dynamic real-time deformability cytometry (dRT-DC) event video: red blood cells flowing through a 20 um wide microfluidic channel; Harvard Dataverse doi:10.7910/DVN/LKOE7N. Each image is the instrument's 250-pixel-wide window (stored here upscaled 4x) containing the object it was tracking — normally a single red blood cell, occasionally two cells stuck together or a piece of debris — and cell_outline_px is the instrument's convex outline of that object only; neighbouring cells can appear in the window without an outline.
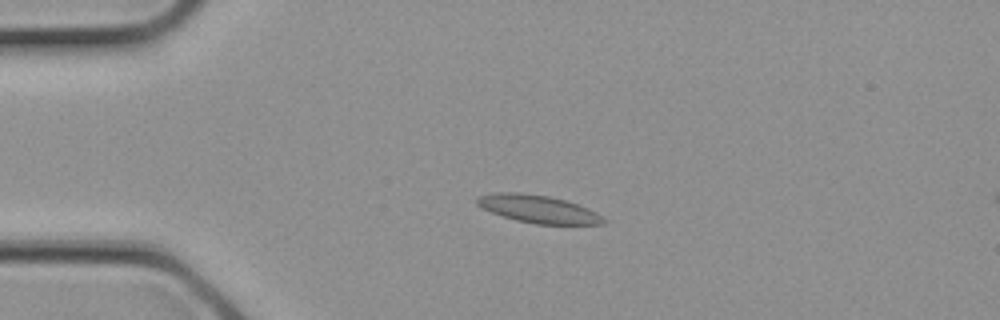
{"species": "common noctule bat (a hibernating species)", "species_latin": "Nyctalus noctula", "temperature_condition": "cold", "stored_images_in_passage": 20, "camera_frame_rate_fps": 3000, "um_per_image_px": 0.085, "animal": {"sex": "female", "body_mass_g": 21.9}, "frame": {"image": 1, "passage_image": 6, "time_ms": 1.667, "image_size_px": [1000, 320], "cell_outline_px": [[608, 220], [604, 224], [536, 224], [516, 220], [492, 212], [476, 204], [476, 196], [496, 192], [520, 192], [548, 196], [564, 200], [588, 208], [596, 212]], "centroid_in_image_um": [45.75, 17.76], "position_along_channel_um": 39.3, "area_um2": 20.35}}
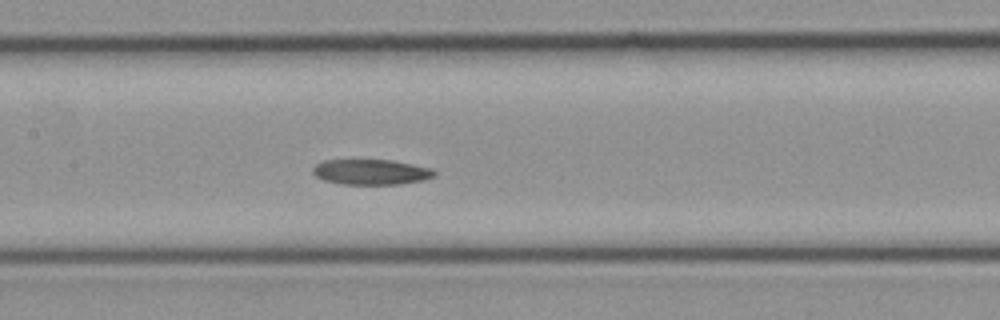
{"frame": {"image": 2, "passage_image": 13, "time_ms": 4.0, "image_size_px": [1000, 320], "cell_outline_px": [[436, 176], [424, 180], [400, 184], [344, 184], [324, 180], [316, 176], [312, 172], [312, 168], [316, 164], [324, 160], [352, 156], [392, 160], [432, 168], [436, 172]], "centroid_in_image_um": [31.5, 14.56], "position_along_channel_um": 175.9, "area_um2": 18.96}}
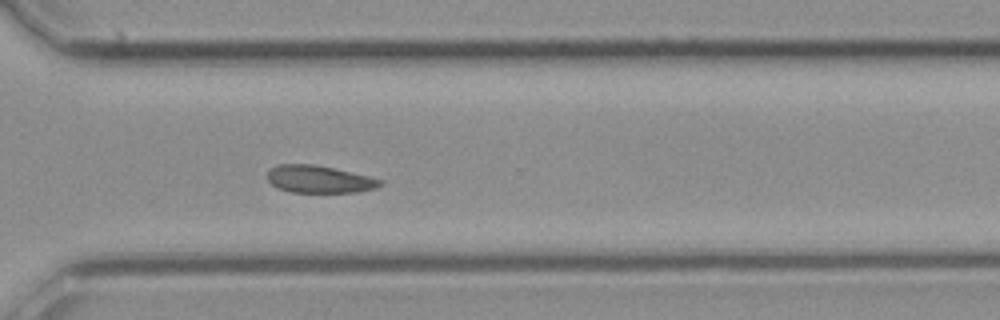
{"frame": {"image": 3, "passage_image": 20, "time_ms": 6.333, "image_size_px": [1000, 320], "cell_outline_px": [[384, 184], [376, 188], [360, 192], [292, 192], [276, 188], [268, 180], [268, 168], [276, 164], [312, 164], [332, 168], [368, 176], [384, 180]], "centroid_in_image_um": [27.12, 15.24], "position_along_channel_um": 343.5, "area_um2": 18.09}}